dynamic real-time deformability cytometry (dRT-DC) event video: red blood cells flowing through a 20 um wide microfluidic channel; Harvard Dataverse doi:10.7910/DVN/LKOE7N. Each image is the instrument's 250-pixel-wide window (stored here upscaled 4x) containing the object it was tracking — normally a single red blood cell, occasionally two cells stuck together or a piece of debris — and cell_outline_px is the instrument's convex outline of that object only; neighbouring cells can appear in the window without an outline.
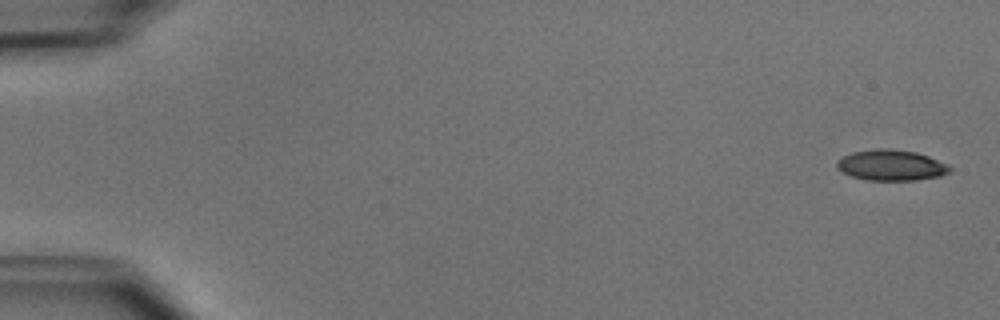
{"species": "common noctule bat (a hibernating species)", "species_latin": "Nyctalus noctula", "temperature_condition": "cold", "stored_images_in_passage": 5, "camera_frame_rate_fps": 3000, "um_per_image_px": 0.085, "animal": {"sex": "male", "body_mass_g": 15.6}, "frame": {"image": 1, "passage_image": 1, "time_ms": 0.0, "image_size_px": [1000, 320], "cell_outline_px": [[952, 168], [948, 172], [940, 176], [916, 180], [864, 180], [852, 176], [836, 168], [836, 160], [852, 152], [876, 148], [888, 148], [916, 152], [928, 156], [948, 164]], "centroid_in_image_um": [75.73, 14.04], "position_along_channel_um": 9.3, "area_um2": 20.29}}
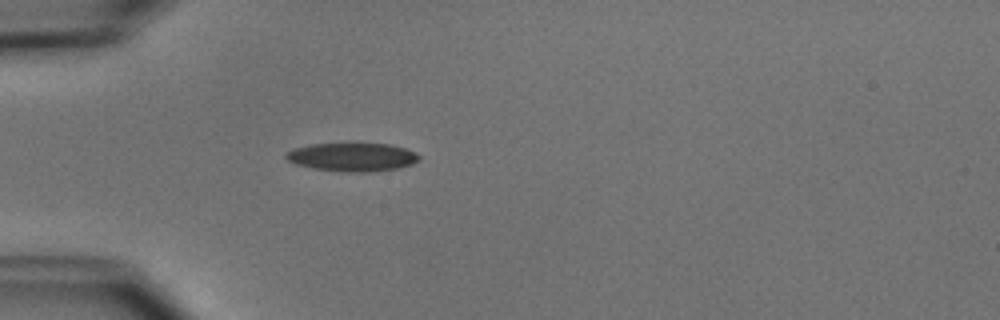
{"frame": {"image": 2, "passage_image": 5, "time_ms": 4.667, "image_size_px": [1000, 320], "cell_outline_px": [[420, 160], [412, 164], [396, 168], [372, 172], [340, 172], [312, 168], [296, 164], [288, 160], [284, 156], [292, 148], [312, 144], [388, 144], [404, 148], [416, 152], [420, 156]], "centroid_in_image_um": [29.94, 13.36], "position_along_channel_um": 55.1, "area_um2": 22.02}}